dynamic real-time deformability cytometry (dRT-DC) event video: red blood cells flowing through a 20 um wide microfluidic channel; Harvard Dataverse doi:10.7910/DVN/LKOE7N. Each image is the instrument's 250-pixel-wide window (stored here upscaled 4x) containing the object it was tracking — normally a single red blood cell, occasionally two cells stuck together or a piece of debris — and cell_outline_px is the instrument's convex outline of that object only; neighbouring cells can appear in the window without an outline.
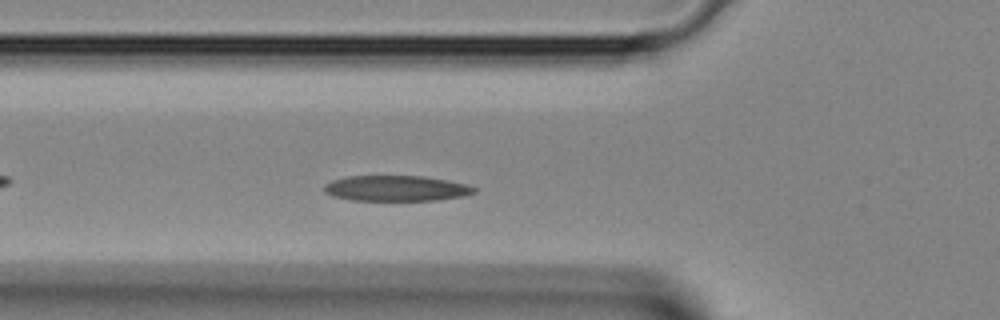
{"species": "Egyptian fruit bat (a non-hibernating species)", "species_latin": "Rousettus aegyptiacus", "temperature_condition": "room temperature", "stored_images_in_passage": 30, "camera_frame_rate_fps": 3000, "um_per_image_px": 0.085, "animal": {"sex": "female"}, "frame": {"image": 1, "passage_image": 8, "time_ms": 2.333, "image_size_px": [1000, 320], "cell_outline_px": [[476, 192], [464, 196], [436, 200], [348, 200], [332, 196], [324, 192], [324, 184], [332, 180], [348, 176], [424, 176], [448, 180], [464, 184], [476, 188]], "centroid_in_image_um": [33.64, 16.01], "position_along_channel_um": 92.2, "area_um2": 22.37}}
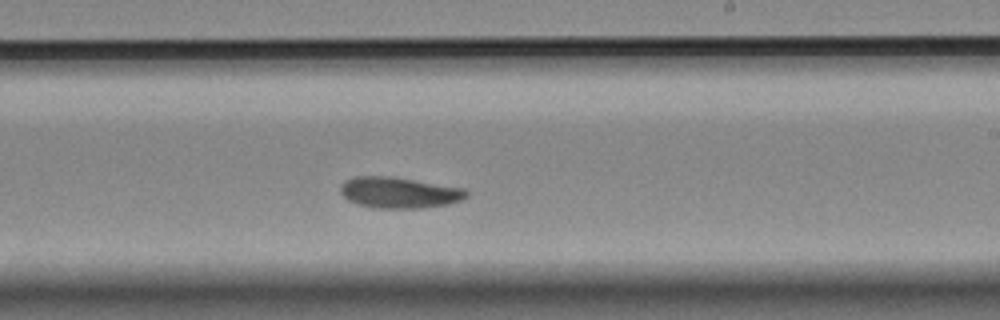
{"frame": {"image": 2, "passage_image": 18, "time_ms": 5.667, "image_size_px": [1000, 320], "cell_outline_px": [[468, 196], [460, 200], [448, 204], [420, 208], [372, 208], [356, 204], [348, 200], [340, 192], [340, 184], [344, 180], [352, 176], [388, 176], [464, 188], [468, 192]], "centroid_in_image_um": [33.87, 16.37], "position_along_channel_um": 255.1, "area_um2": 22.83}}
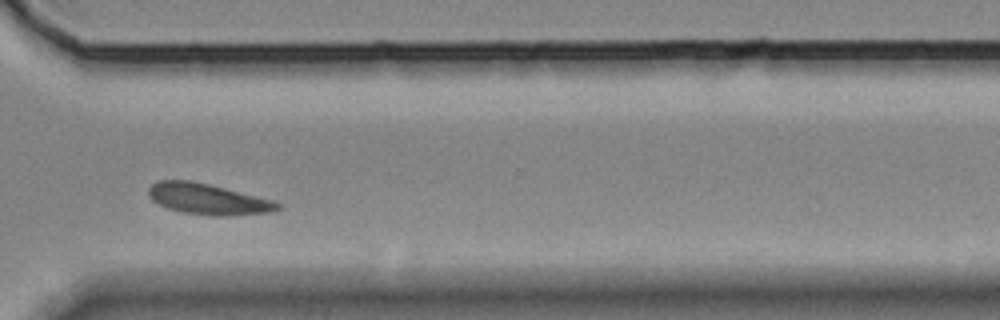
{"frame": {"image": 3, "passage_image": 24, "time_ms": 7.667, "image_size_px": [1000, 320], "cell_outline_px": [[280, 208], [272, 212], [232, 216], [212, 216], [184, 212], [168, 208], [152, 200], [148, 192], [148, 188], [156, 180], [192, 180], [272, 200], [280, 204]], "centroid_in_image_um": [17.66, 16.92], "position_along_channel_um": 352.9, "area_um2": 23.06}}